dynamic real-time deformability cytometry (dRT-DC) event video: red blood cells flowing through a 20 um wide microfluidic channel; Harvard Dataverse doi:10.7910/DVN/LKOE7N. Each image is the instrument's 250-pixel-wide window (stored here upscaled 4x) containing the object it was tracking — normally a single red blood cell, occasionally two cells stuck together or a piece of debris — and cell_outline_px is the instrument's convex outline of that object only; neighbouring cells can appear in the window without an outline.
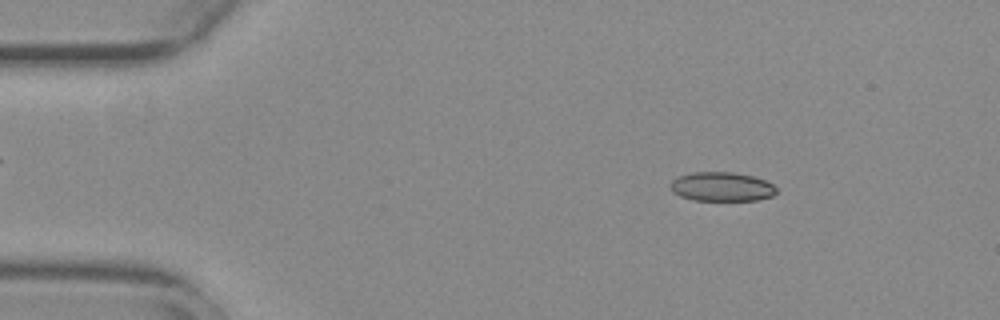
{"species": "common noctule bat (a hibernating species)", "species_latin": "Nyctalus noctula", "temperature_condition": "warm", "stored_images_in_passage": 27, "camera_frame_rate_fps": 3000, "um_per_image_px": 0.085, "animal": {"sex": "female", "body_mass_g": 29.2, "forearm_length_mm": 56.3}, "frame": {"image": 1, "passage_image": 8, "time_ms": 2.333, "image_size_px": [1000, 320], "cell_outline_px": [[776, 192], [772, 196], [756, 200], [692, 200], [680, 196], [672, 192], [672, 180], [680, 176], [692, 172], [732, 172], [752, 176], [764, 180], [772, 184], [776, 188]], "centroid_in_image_um": [61.34, 15.87], "position_along_channel_um": 23.7, "area_um2": 17.8}}
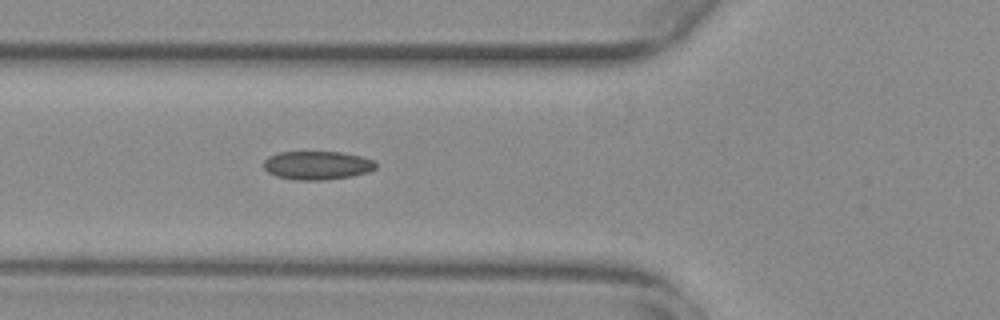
{"frame": {"image": 2, "passage_image": 20, "time_ms": 6.333, "image_size_px": [1000, 320], "cell_outline_px": [[376, 168], [368, 172], [352, 176], [324, 180], [296, 180], [276, 176], [268, 172], [264, 168], [264, 160], [268, 156], [280, 152], [340, 152], [360, 156], [372, 160], [376, 164]], "centroid_in_image_um": [26.94, 14.06], "position_along_channel_um": 98.9, "area_um2": 18.61}}
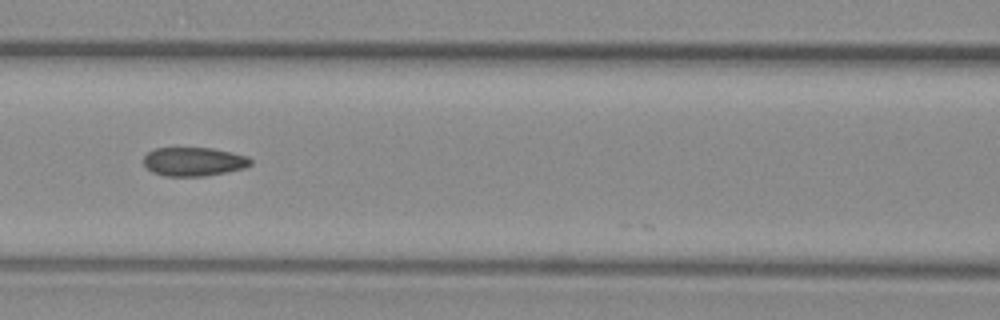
{"frame": {"image": 3, "passage_image": 24, "time_ms": 7.667, "image_size_px": [1000, 320], "cell_outline_px": [[252, 164], [244, 168], [204, 176], [164, 176], [152, 172], [144, 164], [144, 156], [148, 152], [156, 148], [212, 148], [232, 152], [248, 156], [252, 160]], "centroid_in_image_um": [16.48, 13.73], "position_along_channel_um": 150.1, "area_um2": 17.92}}